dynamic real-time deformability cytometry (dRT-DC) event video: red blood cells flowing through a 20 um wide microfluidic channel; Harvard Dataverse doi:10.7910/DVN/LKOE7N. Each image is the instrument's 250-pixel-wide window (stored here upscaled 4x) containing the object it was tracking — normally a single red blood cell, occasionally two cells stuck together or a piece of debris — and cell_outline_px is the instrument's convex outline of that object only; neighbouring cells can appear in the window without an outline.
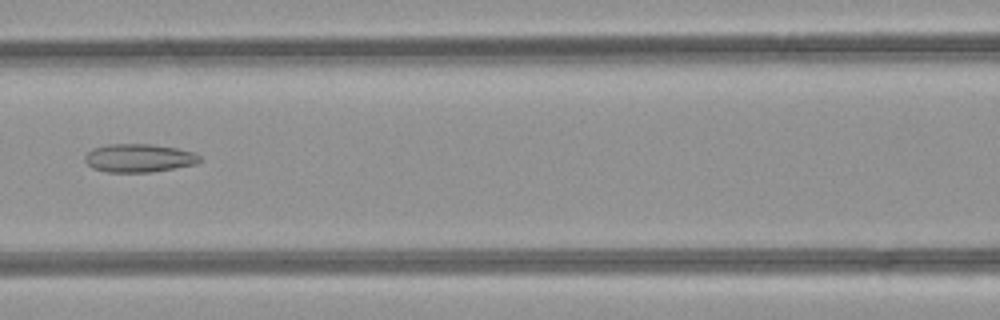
{"species": "common noctule bat (a hibernating species)", "species_latin": "Nyctalus noctula", "temperature_condition": "room temperature", "stored_images_in_passage": 37, "camera_frame_rate_fps": 3000, "um_per_image_px": 0.085, "animal": {"sex": "female", "body_mass_g": 21.9}, "frame": {"image": 1, "passage_image": 10, "time_ms": 3.0, "image_size_px": [1000, 320], "cell_outline_px": [[204, 160], [196, 164], [152, 172], [108, 172], [92, 168], [84, 160], [84, 156], [88, 152], [96, 148], [108, 144], [152, 144], [176, 148], [196, 152]], "centroid_in_image_um": [11.86, 13.43], "position_along_channel_um": 154.7, "area_um2": 19.02}}
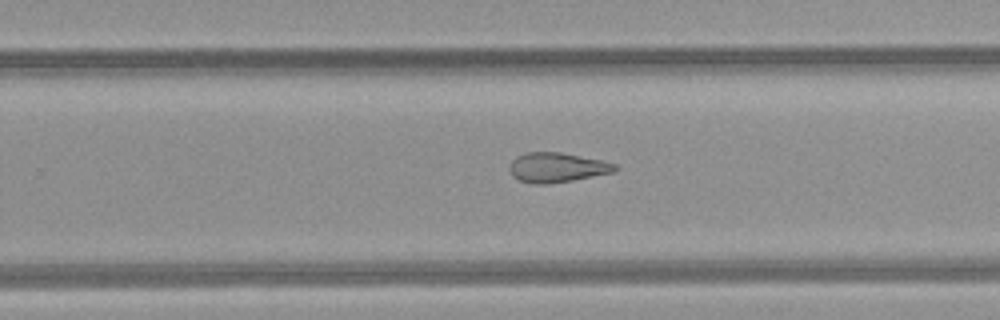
{"frame": {"image": 2, "passage_image": 19, "time_ms": 6.0, "image_size_px": [1000, 320], "cell_outline_px": [[620, 168], [616, 172], [572, 180], [548, 184], [532, 184], [520, 180], [512, 176], [508, 168], [508, 164], [516, 156], [528, 152], [560, 152], [600, 160], [616, 164]], "centroid_in_image_um": [47.33, 14.24], "position_along_channel_um": 282.5, "area_um2": 18.38}}
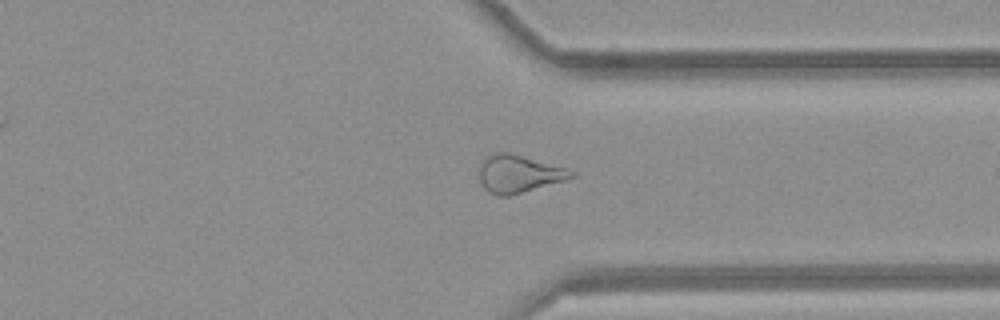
{"frame": {"image": 3, "passage_image": 25, "time_ms": 8.0, "image_size_px": [1000, 320], "cell_outline_px": [[576, 176], [564, 180], [508, 196], [496, 196], [488, 192], [484, 188], [480, 180], [480, 160], [484, 156], [496, 152], [508, 152], [564, 168], [576, 172]], "centroid_in_image_um": [44.02, 14.77], "position_along_channel_um": 367.4, "area_um2": 19.94}, "authors_computed_cell_mechanics": {"area_um2": 19.941, "velocity_mm_per_s": 4.2691, "shape_relaxation_time_tau1_ms": null, "shape_relaxation_time_tau2_ms": 3.945, "deformation_change_tau1": null, "deformation_change_tau2": 0.1477}}